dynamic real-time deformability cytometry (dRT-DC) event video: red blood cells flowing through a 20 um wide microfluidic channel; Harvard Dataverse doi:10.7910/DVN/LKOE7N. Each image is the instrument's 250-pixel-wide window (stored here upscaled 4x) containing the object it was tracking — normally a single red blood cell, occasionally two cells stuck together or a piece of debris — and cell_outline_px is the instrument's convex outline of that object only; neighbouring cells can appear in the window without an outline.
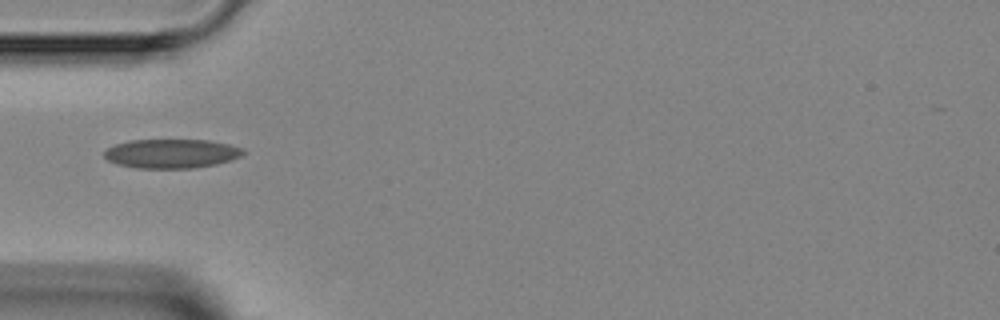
{"species": "Egyptian fruit bat (a non-hibernating species)", "species_latin": "Rousettus aegyptiacus", "temperature_condition": "room temperature", "stored_images_in_passage": 1, "camera_frame_rate_fps": 3000, "um_per_image_px": 0.085, "animal": {"sex": "female"}, "frame": {"image": 1, "passage_image": 1, "time_ms": 0.0, "image_size_px": [1000, 320], "cell_outline_px": [[248, 152], [240, 156], [216, 164], [192, 168], [136, 168], [116, 164], [108, 160], [104, 156], [104, 152], [108, 148], [116, 144], [128, 140], [208, 140], [228, 144], [244, 148]], "centroid_in_image_um": [14.58, 13.05], "position_along_channel_um": 70.4, "area_um2": 23.58}}